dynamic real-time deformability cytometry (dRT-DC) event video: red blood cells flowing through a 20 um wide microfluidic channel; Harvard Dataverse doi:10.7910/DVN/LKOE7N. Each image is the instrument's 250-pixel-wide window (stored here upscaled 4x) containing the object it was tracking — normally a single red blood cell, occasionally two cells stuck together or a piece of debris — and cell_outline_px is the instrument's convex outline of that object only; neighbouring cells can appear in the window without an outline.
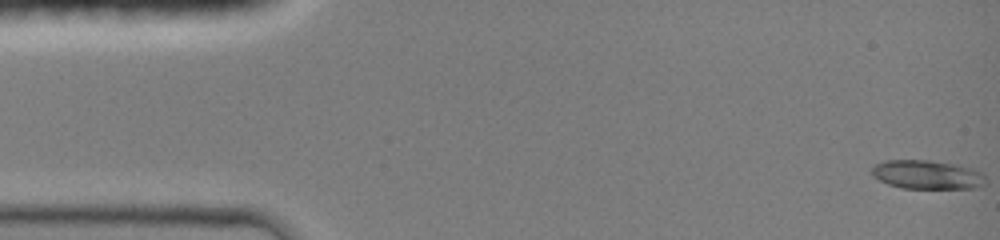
{"species": "common noctule bat (a hibernating species)", "species_latin": "Nyctalus noctula", "temperature_condition": "room temperature", "stored_images_in_passage": 46, "camera_frame_rate_fps": 3000, "um_per_image_px": 0.085, "animal": {"sex": "female", "body_mass_g": 19.0, "forearm_length_mm": 51.5}, "frame": {"image": 1, "passage_image": 1, "time_ms": 0.0, "image_size_px": [1000, 240], "cell_outline_px": [[984, 184], [972, 188], [904, 188], [888, 184], [880, 180], [872, 172], [872, 168], [876, 164], [888, 160], [928, 160], [952, 164], [968, 168], [984, 176]], "centroid_in_image_um": [78.75, 14.85], "position_along_channel_um": 6.2, "area_um2": 18.44}}
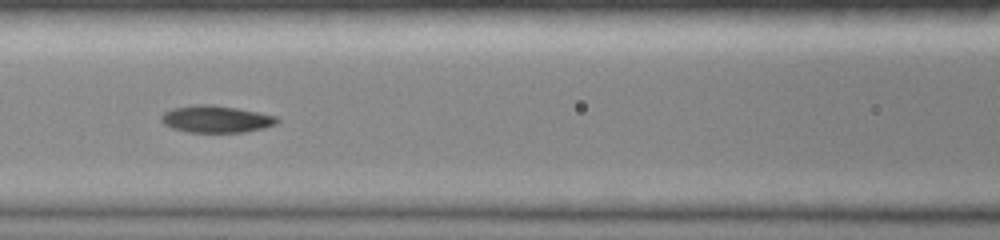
{"frame": {"image": 2, "passage_image": 20, "time_ms": 6.333, "image_size_px": [1000, 240], "cell_outline_px": [[280, 120], [276, 124], [264, 128], [244, 132], [188, 132], [172, 128], [164, 124], [160, 120], [160, 116], [164, 112], [172, 108], [196, 104], [212, 104], [236, 108], [276, 116]], "centroid_in_image_um": [18.34, 10.12], "position_along_channel_um": 148.3, "area_um2": 18.26}}
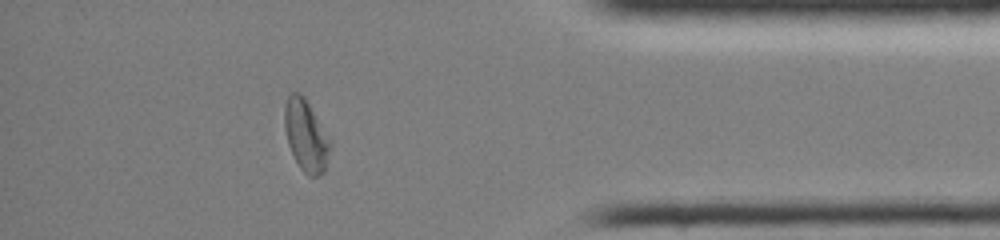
{"frame": {"image": 3, "passage_image": 40, "time_ms": 13.0, "image_size_px": [1000, 240], "cell_outline_px": [[332, 144], [324, 172], [316, 176], [308, 176], [300, 168], [288, 144], [284, 128], [284, 108], [288, 96], [292, 92], [300, 92], [304, 96], [332, 140]], "centroid_in_image_um": [26.02, 11.51], "position_along_channel_um": 409.2, "area_um2": 19.19}, "authors_computed_cell_mechanics": {"area_um2": 17.9758, "velocity_mm_per_s": 4.2083, "shape_relaxation_time_tau1_ms": 8.9705, "shape_relaxation_time_tau2_ms": 4.2773, "deformation_change_tau1": 0.2921, "deformation_change_tau2": 0.0869}}